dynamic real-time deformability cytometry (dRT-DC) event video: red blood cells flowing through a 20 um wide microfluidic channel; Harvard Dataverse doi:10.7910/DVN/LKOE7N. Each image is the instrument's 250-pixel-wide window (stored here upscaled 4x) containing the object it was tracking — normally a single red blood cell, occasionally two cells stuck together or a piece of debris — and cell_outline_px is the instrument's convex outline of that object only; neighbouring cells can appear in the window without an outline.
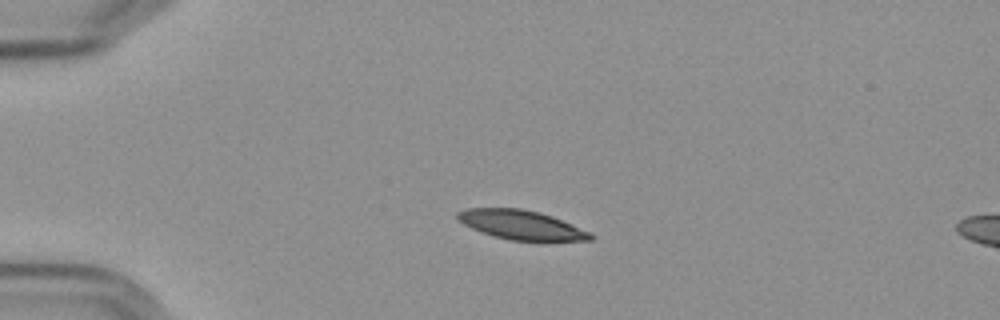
{"species": "Egyptian fruit bat (a non-hibernating species)", "species_latin": "Rousettus aegyptiacus", "temperature_condition": "cold", "stored_images_in_passage": 44, "camera_frame_rate_fps": 3000, "um_per_image_px": 0.085, "frame": {"image": 1, "passage_image": 1, "time_ms": 0.0, "image_size_px": [1000, 320], "cell_outline_px": [[592, 240], [540, 244], [508, 240], [492, 236], [472, 228], [464, 224], [456, 216], [456, 212], [468, 208], [520, 208], [540, 212], [552, 216], [588, 232], [592, 236]], "centroid_in_image_um": [44.35, 19.17], "position_along_channel_um": 40.7, "area_um2": 23.41}}
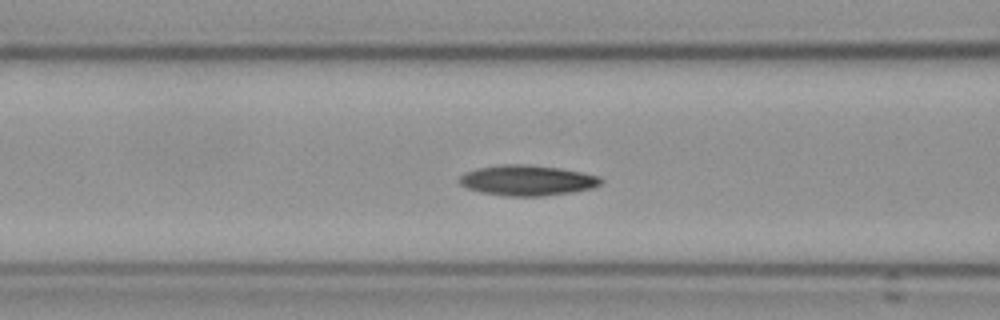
{"frame": {"image": 2, "passage_image": 11, "time_ms": 3.333, "image_size_px": [1000, 320], "cell_outline_px": [[604, 180], [600, 184], [592, 188], [572, 192], [540, 196], [508, 196], [480, 192], [468, 188], [460, 184], [460, 176], [464, 172], [476, 168], [500, 164], [528, 164], [560, 168], [600, 176]], "centroid_in_image_um": [44.81, 15.32], "position_along_channel_um": 121.8, "area_um2": 25.14}}
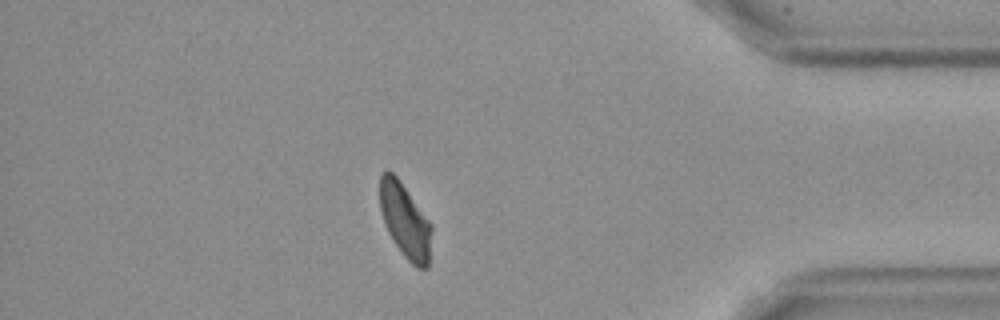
{"frame": {"image": 3, "passage_image": 37, "time_ms": 12.0, "image_size_px": [1000, 320], "cell_outline_px": [[432, 228], [428, 268], [416, 268], [404, 256], [392, 240], [388, 232], [380, 208], [380, 172], [384, 168], [388, 168], [396, 176], [432, 224]], "centroid_in_image_um": [34.42, 18.74], "position_along_channel_um": 400.8, "area_um2": 22.43}, "authors_computed_cell_mechanics": {"area_um2": 24.0159, "velocity_mm_per_s": 3.5707, "shape_relaxation_time_tau1_ms": 6.1079, "shape_relaxation_time_tau2_ms": 3.949, "deformation_change_tau1": 0.1397, "deformation_change_tau2": 0.0939}}